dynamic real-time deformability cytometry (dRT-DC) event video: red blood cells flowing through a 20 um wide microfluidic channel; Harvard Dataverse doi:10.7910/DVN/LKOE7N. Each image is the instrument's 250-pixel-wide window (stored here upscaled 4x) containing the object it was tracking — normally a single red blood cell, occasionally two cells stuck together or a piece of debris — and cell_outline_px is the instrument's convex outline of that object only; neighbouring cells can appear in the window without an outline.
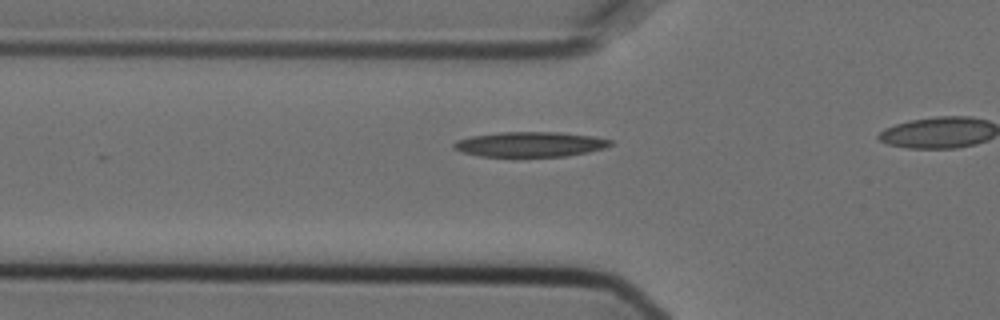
{"species": "Egyptian fruit bat (a non-hibernating species)", "species_latin": "Rousettus aegyptiacus", "temperature_condition": "cold", "stored_images_in_passage": 11, "camera_frame_rate_fps": 3000, "um_per_image_px": 0.085, "animal": {"sex": "female"}, "frame": {"image": 1, "passage_image": 2, "time_ms": 0.333, "image_size_px": [1000, 320], "cell_outline_px": [[612, 144], [604, 148], [588, 152], [564, 156], [512, 160], [480, 156], [464, 152], [452, 148], [452, 144], [456, 140], [472, 136], [500, 132], [560, 132], [592, 136], [612, 140]], "centroid_in_image_um": [45.0, 12.31], "position_along_channel_um": 80.8, "area_um2": 23.87}}
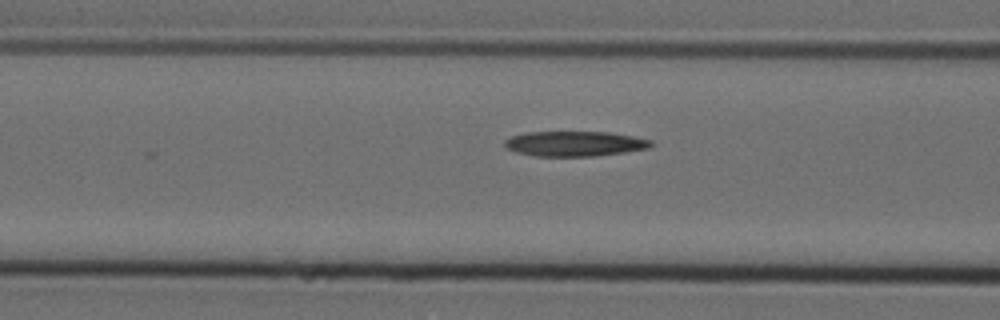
{"frame": {"image": 2, "passage_image": 5, "time_ms": 1.333, "image_size_px": [1000, 320], "cell_outline_px": [[652, 144], [648, 148], [624, 152], [592, 156], [536, 156], [516, 152], [508, 148], [504, 144], [504, 140], [512, 136], [528, 132], [608, 132], [632, 136], [652, 140]], "centroid_in_image_um": [48.84, 12.21], "position_along_channel_um": 117.8, "area_um2": 21.15}}
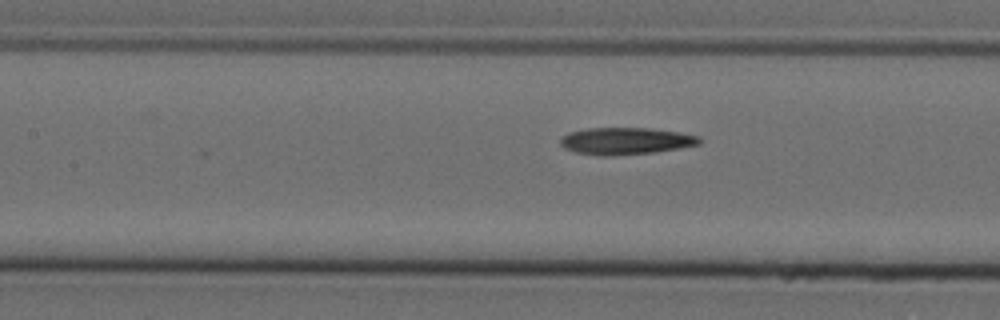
{"frame": {"image": 3, "passage_image": 8, "time_ms": 2.333, "image_size_px": [1000, 320], "cell_outline_px": [[700, 144], [652, 152], [612, 156], [596, 156], [576, 152], [564, 148], [560, 144], [560, 136], [568, 132], [588, 128], [648, 128], [680, 132], [700, 136]], "centroid_in_image_um": [53.12, 11.98], "position_along_channel_um": 154.3, "area_um2": 21.91}}